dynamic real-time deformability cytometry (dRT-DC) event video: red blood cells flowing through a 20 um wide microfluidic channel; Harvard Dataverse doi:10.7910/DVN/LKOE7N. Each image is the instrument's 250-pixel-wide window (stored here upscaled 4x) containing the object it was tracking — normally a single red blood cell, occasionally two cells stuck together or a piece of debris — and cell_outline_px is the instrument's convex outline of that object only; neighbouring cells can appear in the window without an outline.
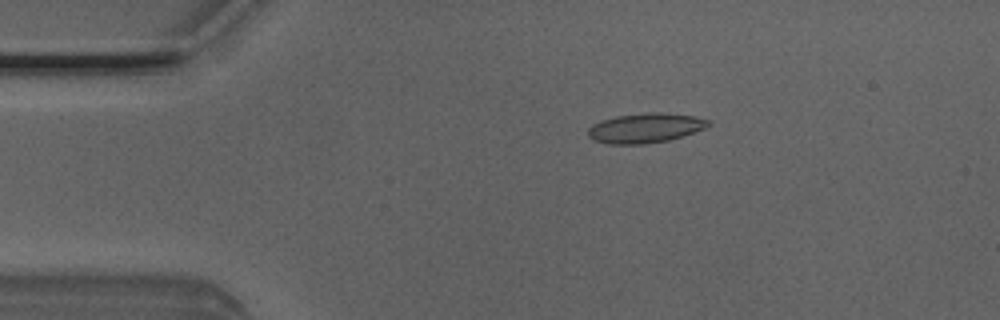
{"species": "Egyptian fruit bat (a non-hibernating species)", "species_latin": "Rousettus aegyptiacus", "temperature_condition": "room temperature", "stored_images_in_passage": 4, "camera_frame_rate_fps": 3000, "um_per_image_px": 0.085, "animal": {"sex": "male"}, "frame": {"image": 1, "passage_image": 2, "time_ms": 0.333, "image_size_px": [1000, 320], "cell_outline_px": [[708, 124], [704, 128], [668, 140], [644, 144], [608, 144], [592, 140], [588, 136], [588, 128], [592, 124], [600, 120], [616, 116], [652, 112], [660, 112], [696, 116], [708, 120]], "centroid_in_image_um": [54.77, 10.88], "position_along_channel_um": 30.2, "area_um2": 20.63}}
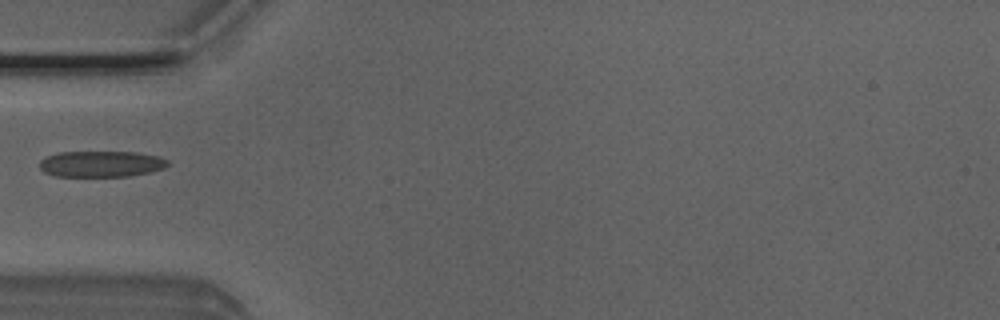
{"frame": {"image": 2, "passage_image": 4, "time_ms": 1.0, "image_size_px": [1000, 320], "cell_outline_px": [[168, 164], [164, 168], [148, 172], [128, 176], [56, 176], [44, 172], [40, 168], [40, 160], [44, 156], [56, 152], [136, 152], [160, 156], [168, 160]], "centroid_in_image_um": [8.57, 13.92], "position_along_channel_um": 76.4, "area_um2": 19.54}}